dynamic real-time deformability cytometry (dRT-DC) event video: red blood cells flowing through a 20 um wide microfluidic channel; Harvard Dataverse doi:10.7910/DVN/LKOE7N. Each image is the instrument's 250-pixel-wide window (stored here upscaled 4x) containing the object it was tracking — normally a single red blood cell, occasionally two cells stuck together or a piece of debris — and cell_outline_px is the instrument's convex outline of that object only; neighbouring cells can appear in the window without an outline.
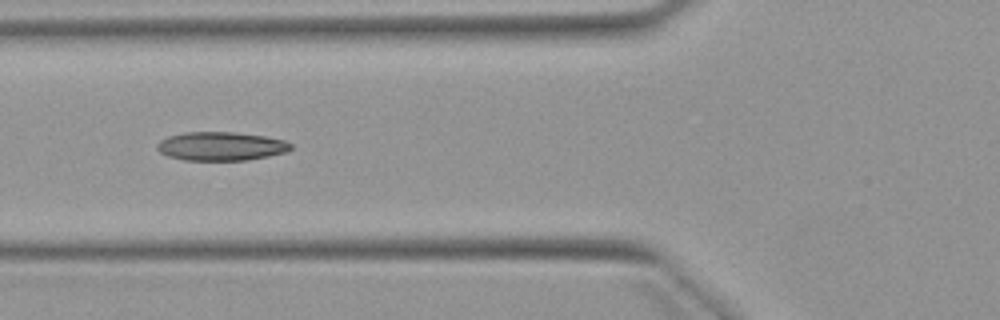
{"species": "Egyptian fruit bat (a non-hibernating species)", "species_latin": "Rousettus aegyptiacus", "temperature_condition": "warm", "stored_images_in_passage": 2, "camera_frame_rate_fps": 3000, "um_per_image_px": 0.085, "animal": {"sex": "female"}, "frame": {"image": 1, "passage_image": 2, "time_ms": 1.0, "image_size_px": [1000, 320], "cell_outline_px": [[292, 148], [288, 152], [248, 160], [184, 160], [168, 156], [160, 152], [156, 148], [156, 144], [160, 140], [168, 136], [184, 132], [236, 132], [264, 136], [284, 140], [292, 144]], "centroid_in_image_um": [18.78, 12.43], "position_along_channel_um": 107.0, "area_um2": 22.48}}